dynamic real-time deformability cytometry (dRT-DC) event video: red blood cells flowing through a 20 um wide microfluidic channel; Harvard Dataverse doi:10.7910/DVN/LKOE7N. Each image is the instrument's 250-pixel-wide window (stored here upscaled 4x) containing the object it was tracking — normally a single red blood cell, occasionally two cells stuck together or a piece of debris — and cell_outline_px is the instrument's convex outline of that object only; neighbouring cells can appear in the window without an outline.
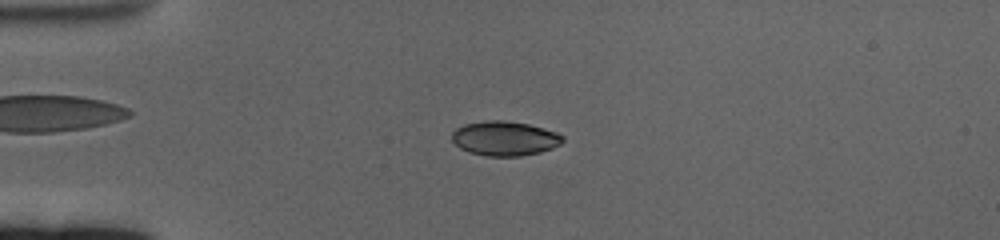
{"species": "human", "species_latin": "Homo sapiens", "temperature_condition": "cold", "stored_images_in_passage": 54, "camera_frame_rate_fps": 3000, "um_per_image_px": 0.085, "donor": {"sex": "female"}, "frame": {"image": 1, "passage_image": 8, "time_ms": 2.333, "image_size_px": [1000, 240], "cell_outline_px": [[564, 140], [560, 144], [552, 148], [540, 152], [520, 156], [488, 156], [468, 152], [460, 148], [452, 140], [452, 132], [456, 128], [464, 124], [484, 120], [504, 120], [528, 124], [544, 128], [556, 132], [564, 136]], "centroid_in_image_um": [42.89, 11.76], "position_along_channel_um": 42.1, "area_um2": 22.37}}
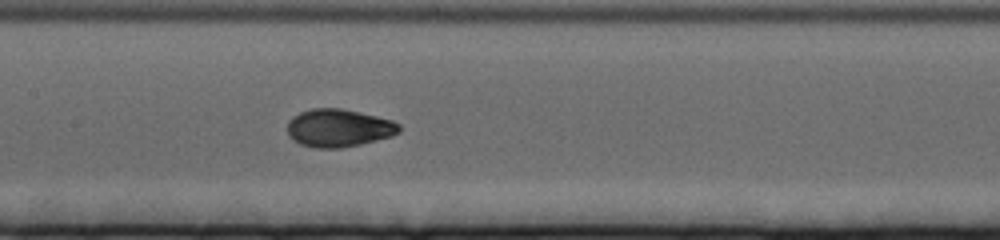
{"frame": {"image": 2, "passage_image": 23, "time_ms": 7.333, "image_size_px": [1000, 240], "cell_outline_px": [[400, 132], [392, 136], [360, 144], [340, 148], [312, 148], [300, 144], [292, 140], [288, 136], [288, 120], [292, 116], [300, 112], [312, 108], [340, 108], [360, 112], [392, 120], [400, 124]], "centroid_in_image_um": [28.76, 10.88], "position_along_channel_um": 178.6, "area_um2": 24.85}}
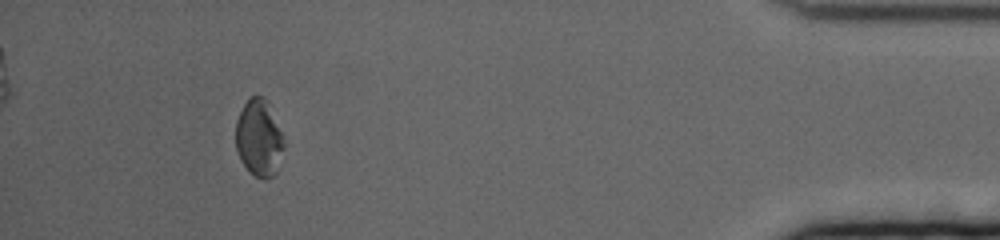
{"frame": {"image": 3, "passage_image": 49, "time_ms": 16.0, "image_size_px": [1000, 240], "cell_outline_px": [[284, 148], [276, 172], [272, 176], [264, 180], [256, 176], [240, 160], [236, 148], [236, 120], [244, 104], [252, 96], [264, 96], [284, 136]], "centroid_in_image_um": [22.02, 11.73], "position_along_channel_um": 413.2, "area_um2": 21.39}, "authors_computed_cell_mechanics": {"area_um2": 23.5246, "velocity_mm_per_s": 3.3466, "shape_relaxation_time_tau1_ms": 5.0991, "shape_relaxation_time_tau2_ms": null, "deformation_change_tau1": 0.1849, "deformation_change_tau2": null}}